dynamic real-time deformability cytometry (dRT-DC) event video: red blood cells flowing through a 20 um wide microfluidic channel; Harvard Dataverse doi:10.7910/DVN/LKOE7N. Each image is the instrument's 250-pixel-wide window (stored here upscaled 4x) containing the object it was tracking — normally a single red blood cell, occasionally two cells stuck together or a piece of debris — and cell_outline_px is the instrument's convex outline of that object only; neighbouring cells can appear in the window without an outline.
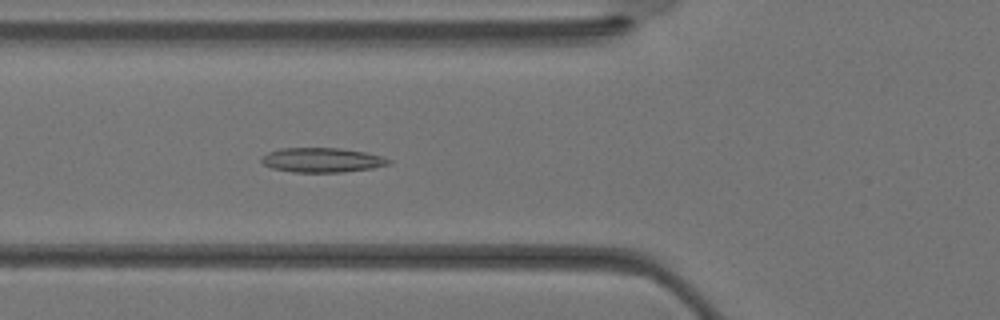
{"species": "Egyptian fruit bat (a non-hibernating species)", "species_latin": "Rousettus aegyptiacus", "temperature_condition": "warm", "stored_images_in_passage": 36, "camera_frame_rate_fps": 3000, "um_per_image_px": 0.085, "animal": {"sex": "female"}, "frame": {"image": 1, "passage_image": 12, "time_ms": 3.667, "image_size_px": [1000, 320], "cell_outline_px": [[392, 164], [372, 168], [344, 172], [292, 172], [272, 168], [264, 164], [260, 160], [268, 152], [280, 148], [340, 148], [364, 152], [380, 156], [392, 160]], "centroid_in_image_um": [27.39, 13.61], "position_along_channel_um": 98.4, "area_um2": 18.15}}
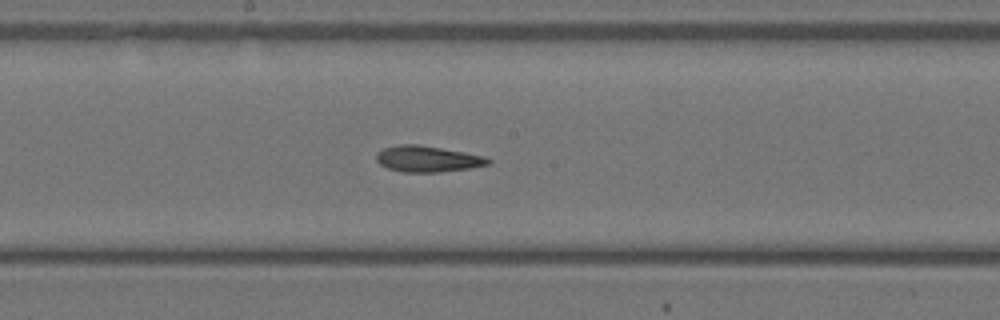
{"frame": {"image": 2, "passage_image": 18, "time_ms": 5.667, "image_size_px": [1000, 320], "cell_outline_px": [[492, 160], [488, 164], [472, 168], [440, 172], [404, 172], [388, 168], [380, 164], [376, 160], [376, 152], [384, 148], [400, 144], [416, 144], [464, 152], [484, 156]], "centroid_in_image_um": [36.33, 13.51], "position_along_channel_um": 211.9, "area_um2": 16.94}}
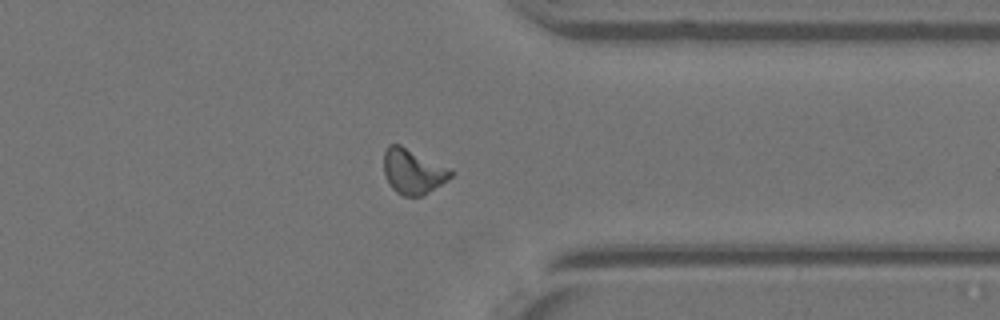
{"frame": {"image": 3, "passage_image": 27, "time_ms": 8.667, "image_size_px": [1000, 320], "cell_outline_px": [[456, 172], [448, 180], [424, 196], [404, 196], [396, 192], [392, 188], [384, 172], [384, 152], [388, 144], [400, 144], [452, 168]], "centroid_in_image_um": [35.15, 14.56], "position_along_channel_um": 376.2, "area_um2": 17.92}}